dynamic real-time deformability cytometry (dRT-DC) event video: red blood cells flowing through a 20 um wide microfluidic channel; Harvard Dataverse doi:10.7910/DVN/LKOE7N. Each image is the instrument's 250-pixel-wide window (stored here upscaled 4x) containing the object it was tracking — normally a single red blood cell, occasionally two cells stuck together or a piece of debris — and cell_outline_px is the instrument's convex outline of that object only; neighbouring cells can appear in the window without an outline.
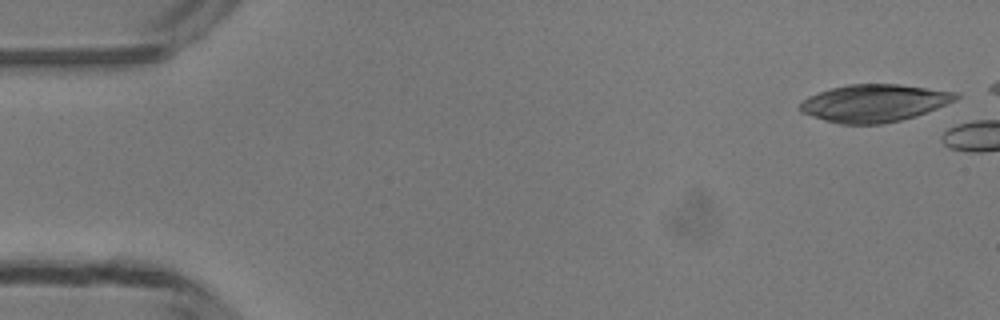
{"species": "common noctule bat (a hibernating species)", "species_latin": "Nyctalus noctula", "temperature_condition": "room temperature", "stored_images_in_passage": 4, "camera_frame_rate_fps": 3000, "um_per_image_px": 0.085, "animal": {"sex": "male", "body_mass_g": 13.3}, "frame": {"image": 1, "passage_image": 1, "time_ms": 0.0, "image_size_px": [1000, 320], "cell_outline_px": [[960, 96], [956, 100], [916, 116], [900, 120], [880, 124], [840, 124], [824, 120], [812, 116], [804, 112], [800, 108], [800, 104], [808, 96], [832, 88], [848, 84], [896, 84], [956, 92]], "centroid_in_image_um": [74.31, 8.76], "position_along_channel_um": 10.7, "area_um2": 33.58}}